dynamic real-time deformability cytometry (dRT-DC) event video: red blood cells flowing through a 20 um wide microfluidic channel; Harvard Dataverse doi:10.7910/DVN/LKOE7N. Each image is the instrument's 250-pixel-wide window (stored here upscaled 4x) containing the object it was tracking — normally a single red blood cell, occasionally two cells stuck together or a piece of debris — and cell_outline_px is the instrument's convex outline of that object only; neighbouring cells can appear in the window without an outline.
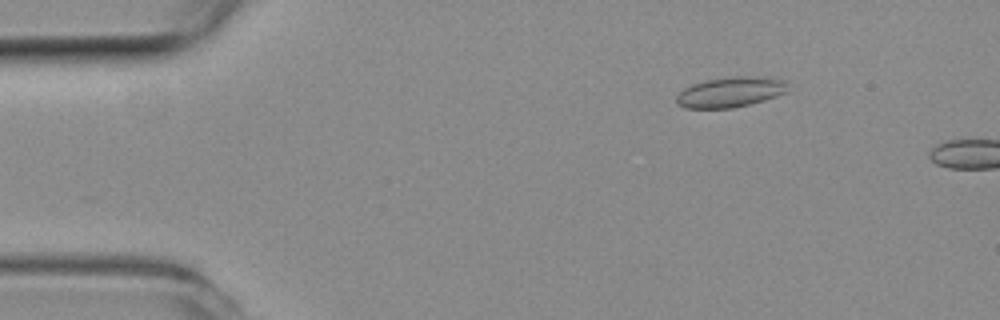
{"species": "common noctule bat (a hibernating species)", "species_latin": "Nyctalus noctula", "temperature_condition": "room temperature", "stored_images_in_passage": 10, "camera_frame_rate_fps": 3000, "um_per_image_px": 0.085, "animal": {"sex": "female", "body_mass_g": 19.3, "forearm_length_mm": 54.1}, "frame": {"image": 1, "passage_image": 7, "time_ms": 2.0, "image_size_px": [1000, 320], "cell_outline_px": [[788, 92], [764, 100], [732, 108], [684, 108], [676, 104], [676, 96], [684, 88], [692, 84], [708, 80], [740, 76], [744, 76], [784, 80]], "centroid_in_image_um": [62.03, 7.85], "position_along_channel_um": 23.0, "area_um2": 19.25}}